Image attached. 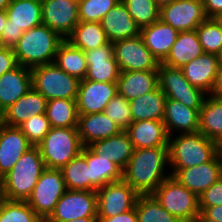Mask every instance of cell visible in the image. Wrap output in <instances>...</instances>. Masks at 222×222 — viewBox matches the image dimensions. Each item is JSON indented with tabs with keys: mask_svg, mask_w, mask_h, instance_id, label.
Instances as JSON below:
<instances>
[{
	"mask_svg": "<svg viewBox=\"0 0 222 222\" xmlns=\"http://www.w3.org/2000/svg\"><path fill=\"white\" fill-rule=\"evenodd\" d=\"M4 125V115L3 111L0 109V129Z\"/></svg>",
	"mask_w": 222,
	"mask_h": 222,
	"instance_id": "obj_58",
	"label": "cell"
},
{
	"mask_svg": "<svg viewBox=\"0 0 222 222\" xmlns=\"http://www.w3.org/2000/svg\"><path fill=\"white\" fill-rule=\"evenodd\" d=\"M18 66L14 50L0 46V76Z\"/></svg>",
	"mask_w": 222,
	"mask_h": 222,
	"instance_id": "obj_47",
	"label": "cell"
},
{
	"mask_svg": "<svg viewBox=\"0 0 222 222\" xmlns=\"http://www.w3.org/2000/svg\"><path fill=\"white\" fill-rule=\"evenodd\" d=\"M47 102L41 93L32 88L3 112L4 125L19 127L29 118L46 113Z\"/></svg>",
	"mask_w": 222,
	"mask_h": 222,
	"instance_id": "obj_26",
	"label": "cell"
},
{
	"mask_svg": "<svg viewBox=\"0 0 222 222\" xmlns=\"http://www.w3.org/2000/svg\"><path fill=\"white\" fill-rule=\"evenodd\" d=\"M118 93L126 100L154 91L158 86V70L123 71L118 79Z\"/></svg>",
	"mask_w": 222,
	"mask_h": 222,
	"instance_id": "obj_28",
	"label": "cell"
},
{
	"mask_svg": "<svg viewBox=\"0 0 222 222\" xmlns=\"http://www.w3.org/2000/svg\"><path fill=\"white\" fill-rule=\"evenodd\" d=\"M121 0H79L78 12L81 22H101L105 16Z\"/></svg>",
	"mask_w": 222,
	"mask_h": 222,
	"instance_id": "obj_42",
	"label": "cell"
},
{
	"mask_svg": "<svg viewBox=\"0 0 222 222\" xmlns=\"http://www.w3.org/2000/svg\"><path fill=\"white\" fill-rule=\"evenodd\" d=\"M42 219L29 206L27 201H13L2 198L0 201V222H41Z\"/></svg>",
	"mask_w": 222,
	"mask_h": 222,
	"instance_id": "obj_39",
	"label": "cell"
},
{
	"mask_svg": "<svg viewBox=\"0 0 222 222\" xmlns=\"http://www.w3.org/2000/svg\"><path fill=\"white\" fill-rule=\"evenodd\" d=\"M98 222H138V216L134 208L114 217L98 219Z\"/></svg>",
	"mask_w": 222,
	"mask_h": 222,
	"instance_id": "obj_48",
	"label": "cell"
},
{
	"mask_svg": "<svg viewBox=\"0 0 222 222\" xmlns=\"http://www.w3.org/2000/svg\"><path fill=\"white\" fill-rule=\"evenodd\" d=\"M46 116L51 127H77L79 113L76 99L48 100Z\"/></svg>",
	"mask_w": 222,
	"mask_h": 222,
	"instance_id": "obj_37",
	"label": "cell"
},
{
	"mask_svg": "<svg viewBox=\"0 0 222 222\" xmlns=\"http://www.w3.org/2000/svg\"><path fill=\"white\" fill-rule=\"evenodd\" d=\"M169 164L174 167V175L179 169L198 166L212 160L220 151L221 146L200 132L182 133L168 142Z\"/></svg>",
	"mask_w": 222,
	"mask_h": 222,
	"instance_id": "obj_4",
	"label": "cell"
},
{
	"mask_svg": "<svg viewBox=\"0 0 222 222\" xmlns=\"http://www.w3.org/2000/svg\"><path fill=\"white\" fill-rule=\"evenodd\" d=\"M67 222H98V218L97 217H82L76 220H70Z\"/></svg>",
	"mask_w": 222,
	"mask_h": 222,
	"instance_id": "obj_53",
	"label": "cell"
},
{
	"mask_svg": "<svg viewBox=\"0 0 222 222\" xmlns=\"http://www.w3.org/2000/svg\"><path fill=\"white\" fill-rule=\"evenodd\" d=\"M79 23L78 1L42 0V24L66 39Z\"/></svg>",
	"mask_w": 222,
	"mask_h": 222,
	"instance_id": "obj_14",
	"label": "cell"
},
{
	"mask_svg": "<svg viewBox=\"0 0 222 222\" xmlns=\"http://www.w3.org/2000/svg\"><path fill=\"white\" fill-rule=\"evenodd\" d=\"M82 217H97L95 191L67 190L45 222H67Z\"/></svg>",
	"mask_w": 222,
	"mask_h": 222,
	"instance_id": "obj_12",
	"label": "cell"
},
{
	"mask_svg": "<svg viewBox=\"0 0 222 222\" xmlns=\"http://www.w3.org/2000/svg\"><path fill=\"white\" fill-rule=\"evenodd\" d=\"M100 23L106 37L112 43L140 35V28L122 1H119L114 8L103 16Z\"/></svg>",
	"mask_w": 222,
	"mask_h": 222,
	"instance_id": "obj_21",
	"label": "cell"
},
{
	"mask_svg": "<svg viewBox=\"0 0 222 222\" xmlns=\"http://www.w3.org/2000/svg\"><path fill=\"white\" fill-rule=\"evenodd\" d=\"M173 177L199 197L222 177V151L207 163L179 169Z\"/></svg>",
	"mask_w": 222,
	"mask_h": 222,
	"instance_id": "obj_15",
	"label": "cell"
},
{
	"mask_svg": "<svg viewBox=\"0 0 222 222\" xmlns=\"http://www.w3.org/2000/svg\"><path fill=\"white\" fill-rule=\"evenodd\" d=\"M118 93L117 83L93 82L81 80L77 92L79 114L104 112L108 102Z\"/></svg>",
	"mask_w": 222,
	"mask_h": 222,
	"instance_id": "obj_17",
	"label": "cell"
},
{
	"mask_svg": "<svg viewBox=\"0 0 222 222\" xmlns=\"http://www.w3.org/2000/svg\"><path fill=\"white\" fill-rule=\"evenodd\" d=\"M135 209L138 222H181L161 206L152 194L139 195Z\"/></svg>",
	"mask_w": 222,
	"mask_h": 222,
	"instance_id": "obj_38",
	"label": "cell"
},
{
	"mask_svg": "<svg viewBox=\"0 0 222 222\" xmlns=\"http://www.w3.org/2000/svg\"><path fill=\"white\" fill-rule=\"evenodd\" d=\"M212 96L222 98V66H219Z\"/></svg>",
	"mask_w": 222,
	"mask_h": 222,
	"instance_id": "obj_51",
	"label": "cell"
},
{
	"mask_svg": "<svg viewBox=\"0 0 222 222\" xmlns=\"http://www.w3.org/2000/svg\"><path fill=\"white\" fill-rule=\"evenodd\" d=\"M199 117L200 109H192L177 100L166 98L163 122L169 137H172L173 129L183 130L181 133L198 132Z\"/></svg>",
	"mask_w": 222,
	"mask_h": 222,
	"instance_id": "obj_25",
	"label": "cell"
},
{
	"mask_svg": "<svg viewBox=\"0 0 222 222\" xmlns=\"http://www.w3.org/2000/svg\"><path fill=\"white\" fill-rule=\"evenodd\" d=\"M67 190L90 191V168L86 161V146L81 153L61 169Z\"/></svg>",
	"mask_w": 222,
	"mask_h": 222,
	"instance_id": "obj_36",
	"label": "cell"
},
{
	"mask_svg": "<svg viewBox=\"0 0 222 222\" xmlns=\"http://www.w3.org/2000/svg\"><path fill=\"white\" fill-rule=\"evenodd\" d=\"M169 164L168 146L135 149L123 170V180L139 195L152 194L169 176H165V165ZM164 171V172H163Z\"/></svg>",
	"mask_w": 222,
	"mask_h": 222,
	"instance_id": "obj_1",
	"label": "cell"
},
{
	"mask_svg": "<svg viewBox=\"0 0 222 222\" xmlns=\"http://www.w3.org/2000/svg\"><path fill=\"white\" fill-rule=\"evenodd\" d=\"M63 40L56 31L44 24L29 29L22 34L13 48L18 65L32 69L52 64Z\"/></svg>",
	"mask_w": 222,
	"mask_h": 222,
	"instance_id": "obj_3",
	"label": "cell"
},
{
	"mask_svg": "<svg viewBox=\"0 0 222 222\" xmlns=\"http://www.w3.org/2000/svg\"><path fill=\"white\" fill-rule=\"evenodd\" d=\"M178 35L179 31L164 23L161 19L140 29V36L144 44L160 63L169 55Z\"/></svg>",
	"mask_w": 222,
	"mask_h": 222,
	"instance_id": "obj_24",
	"label": "cell"
},
{
	"mask_svg": "<svg viewBox=\"0 0 222 222\" xmlns=\"http://www.w3.org/2000/svg\"><path fill=\"white\" fill-rule=\"evenodd\" d=\"M77 130L83 146L117 135L122 131L104 112L79 114Z\"/></svg>",
	"mask_w": 222,
	"mask_h": 222,
	"instance_id": "obj_22",
	"label": "cell"
},
{
	"mask_svg": "<svg viewBox=\"0 0 222 222\" xmlns=\"http://www.w3.org/2000/svg\"><path fill=\"white\" fill-rule=\"evenodd\" d=\"M104 113L112 119L122 131H125L133 122L130 103L119 93L108 102Z\"/></svg>",
	"mask_w": 222,
	"mask_h": 222,
	"instance_id": "obj_43",
	"label": "cell"
},
{
	"mask_svg": "<svg viewBox=\"0 0 222 222\" xmlns=\"http://www.w3.org/2000/svg\"><path fill=\"white\" fill-rule=\"evenodd\" d=\"M46 168L61 169L83 148L77 127H52L37 145Z\"/></svg>",
	"mask_w": 222,
	"mask_h": 222,
	"instance_id": "obj_5",
	"label": "cell"
},
{
	"mask_svg": "<svg viewBox=\"0 0 222 222\" xmlns=\"http://www.w3.org/2000/svg\"><path fill=\"white\" fill-rule=\"evenodd\" d=\"M66 191L67 187L61 170L46 168L34 186L27 203L45 221Z\"/></svg>",
	"mask_w": 222,
	"mask_h": 222,
	"instance_id": "obj_9",
	"label": "cell"
},
{
	"mask_svg": "<svg viewBox=\"0 0 222 222\" xmlns=\"http://www.w3.org/2000/svg\"><path fill=\"white\" fill-rule=\"evenodd\" d=\"M158 83L166 98L177 100L186 107L201 109L205 100L202 90L194 87L185 77L181 68L169 67L160 63Z\"/></svg>",
	"mask_w": 222,
	"mask_h": 222,
	"instance_id": "obj_8",
	"label": "cell"
},
{
	"mask_svg": "<svg viewBox=\"0 0 222 222\" xmlns=\"http://www.w3.org/2000/svg\"><path fill=\"white\" fill-rule=\"evenodd\" d=\"M18 127L3 125L0 129V179L7 174L19 158L32 147Z\"/></svg>",
	"mask_w": 222,
	"mask_h": 222,
	"instance_id": "obj_19",
	"label": "cell"
},
{
	"mask_svg": "<svg viewBox=\"0 0 222 222\" xmlns=\"http://www.w3.org/2000/svg\"><path fill=\"white\" fill-rule=\"evenodd\" d=\"M166 95L159 86L152 92L129 101L132 121L160 120L164 118Z\"/></svg>",
	"mask_w": 222,
	"mask_h": 222,
	"instance_id": "obj_32",
	"label": "cell"
},
{
	"mask_svg": "<svg viewBox=\"0 0 222 222\" xmlns=\"http://www.w3.org/2000/svg\"><path fill=\"white\" fill-rule=\"evenodd\" d=\"M140 29L160 19V8L155 0H121Z\"/></svg>",
	"mask_w": 222,
	"mask_h": 222,
	"instance_id": "obj_40",
	"label": "cell"
},
{
	"mask_svg": "<svg viewBox=\"0 0 222 222\" xmlns=\"http://www.w3.org/2000/svg\"><path fill=\"white\" fill-rule=\"evenodd\" d=\"M32 87L46 100L76 99L80 80L70 76L54 63L31 69Z\"/></svg>",
	"mask_w": 222,
	"mask_h": 222,
	"instance_id": "obj_7",
	"label": "cell"
},
{
	"mask_svg": "<svg viewBox=\"0 0 222 222\" xmlns=\"http://www.w3.org/2000/svg\"><path fill=\"white\" fill-rule=\"evenodd\" d=\"M203 6L207 18H214L222 13V0H204Z\"/></svg>",
	"mask_w": 222,
	"mask_h": 222,
	"instance_id": "obj_49",
	"label": "cell"
},
{
	"mask_svg": "<svg viewBox=\"0 0 222 222\" xmlns=\"http://www.w3.org/2000/svg\"><path fill=\"white\" fill-rule=\"evenodd\" d=\"M114 57L123 71L158 70L160 62L150 52L139 35L113 42Z\"/></svg>",
	"mask_w": 222,
	"mask_h": 222,
	"instance_id": "obj_11",
	"label": "cell"
},
{
	"mask_svg": "<svg viewBox=\"0 0 222 222\" xmlns=\"http://www.w3.org/2000/svg\"><path fill=\"white\" fill-rule=\"evenodd\" d=\"M57 67L78 80H84L87 73L85 53L64 39L58 46L53 62Z\"/></svg>",
	"mask_w": 222,
	"mask_h": 222,
	"instance_id": "obj_34",
	"label": "cell"
},
{
	"mask_svg": "<svg viewBox=\"0 0 222 222\" xmlns=\"http://www.w3.org/2000/svg\"><path fill=\"white\" fill-rule=\"evenodd\" d=\"M86 161L90 168V191H97L108 183L122 180L123 170L111 159L95 155L86 147Z\"/></svg>",
	"mask_w": 222,
	"mask_h": 222,
	"instance_id": "obj_31",
	"label": "cell"
},
{
	"mask_svg": "<svg viewBox=\"0 0 222 222\" xmlns=\"http://www.w3.org/2000/svg\"><path fill=\"white\" fill-rule=\"evenodd\" d=\"M200 109L199 131L212 141L222 145V98L208 95Z\"/></svg>",
	"mask_w": 222,
	"mask_h": 222,
	"instance_id": "obj_33",
	"label": "cell"
},
{
	"mask_svg": "<svg viewBox=\"0 0 222 222\" xmlns=\"http://www.w3.org/2000/svg\"><path fill=\"white\" fill-rule=\"evenodd\" d=\"M206 18L201 0H175L160 9V19L179 32L196 30Z\"/></svg>",
	"mask_w": 222,
	"mask_h": 222,
	"instance_id": "obj_13",
	"label": "cell"
},
{
	"mask_svg": "<svg viewBox=\"0 0 222 222\" xmlns=\"http://www.w3.org/2000/svg\"><path fill=\"white\" fill-rule=\"evenodd\" d=\"M97 218L105 219L135 208L139 194L123 179L96 191Z\"/></svg>",
	"mask_w": 222,
	"mask_h": 222,
	"instance_id": "obj_10",
	"label": "cell"
},
{
	"mask_svg": "<svg viewBox=\"0 0 222 222\" xmlns=\"http://www.w3.org/2000/svg\"><path fill=\"white\" fill-rule=\"evenodd\" d=\"M175 0H155L156 4L158 5V7L161 9L163 6L168 5L170 3H172Z\"/></svg>",
	"mask_w": 222,
	"mask_h": 222,
	"instance_id": "obj_55",
	"label": "cell"
},
{
	"mask_svg": "<svg viewBox=\"0 0 222 222\" xmlns=\"http://www.w3.org/2000/svg\"><path fill=\"white\" fill-rule=\"evenodd\" d=\"M18 128L33 146H37L52 127L46 113H43L29 118Z\"/></svg>",
	"mask_w": 222,
	"mask_h": 222,
	"instance_id": "obj_44",
	"label": "cell"
},
{
	"mask_svg": "<svg viewBox=\"0 0 222 222\" xmlns=\"http://www.w3.org/2000/svg\"><path fill=\"white\" fill-rule=\"evenodd\" d=\"M199 207L222 205V177L199 197Z\"/></svg>",
	"mask_w": 222,
	"mask_h": 222,
	"instance_id": "obj_45",
	"label": "cell"
},
{
	"mask_svg": "<svg viewBox=\"0 0 222 222\" xmlns=\"http://www.w3.org/2000/svg\"><path fill=\"white\" fill-rule=\"evenodd\" d=\"M86 147L95 155H103L111 159L122 170L129 163L135 150L126 131H121L117 135L93 142Z\"/></svg>",
	"mask_w": 222,
	"mask_h": 222,
	"instance_id": "obj_27",
	"label": "cell"
},
{
	"mask_svg": "<svg viewBox=\"0 0 222 222\" xmlns=\"http://www.w3.org/2000/svg\"><path fill=\"white\" fill-rule=\"evenodd\" d=\"M6 21H7L6 10H0V38L2 35L3 26L4 24H6Z\"/></svg>",
	"mask_w": 222,
	"mask_h": 222,
	"instance_id": "obj_52",
	"label": "cell"
},
{
	"mask_svg": "<svg viewBox=\"0 0 222 222\" xmlns=\"http://www.w3.org/2000/svg\"><path fill=\"white\" fill-rule=\"evenodd\" d=\"M196 32L204 53L219 55L222 50V31L214 18H206Z\"/></svg>",
	"mask_w": 222,
	"mask_h": 222,
	"instance_id": "obj_41",
	"label": "cell"
},
{
	"mask_svg": "<svg viewBox=\"0 0 222 222\" xmlns=\"http://www.w3.org/2000/svg\"><path fill=\"white\" fill-rule=\"evenodd\" d=\"M23 33L22 29H18L15 26H5L4 24L0 38V46L13 49Z\"/></svg>",
	"mask_w": 222,
	"mask_h": 222,
	"instance_id": "obj_46",
	"label": "cell"
},
{
	"mask_svg": "<svg viewBox=\"0 0 222 222\" xmlns=\"http://www.w3.org/2000/svg\"><path fill=\"white\" fill-rule=\"evenodd\" d=\"M2 199V191H1V179H0V201Z\"/></svg>",
	"mask_w": 222,
	"mask_h": 222,
	"instance_id": "obj_60",
	"label": "cell"
},
{
	"mask_svg": "<svg viewBox=\"0 0 222 222\" xmlns=\"http://www.w3.org/2000/svg\"><path fill=\"white\" fill-rule=\"evenodd\" d=\"M152 195L161 206L181 222H192L200 213L199 198L172 175L167 177Z\"/></svg>",
	"mask_w": 222,
	"mask_h": 222,
	"instance_id": "obj_6",
	"label": "cell"
},
{
	"mask_svg": "<svg viewBox=\"0 0 222 222\" xmlns=\"http://www.w3.org/2000/svg\"><path fill=\"white\" fill-rule=\"evenodd\" d=\"M135 149L168 146L169 135L160 120H140L132 122L125 130Z\"/></svg>",
	"mask_w": 222,
	"mask_h": 222,
	"instance_id": "obj_23",
	"label": "cell"
},
{
	"mask_svg": "<svg viewBox=\"0 0 222 222\" xmlns=\"http://www.w3.org/2000/svg\"><path fill=\"white\" fill-rule=\"evenodd\" d=\"M46 169L38 146H32L1 178L2 198L27 201L42 172Z\"/></svg>",
	"mask_w": 222,
	"mask_h": 222,
	"instance_id": "obj_2",
	"label": "cell"
},
{
	"mask_svg": "<svg viewBox=\"0 0 222 222\" xmlns=\"http://www.w3.org/2000/svg\"><path fill=\"white\" fill-rule=\"evenodd\" d=\"M200 212L208 219L222 222V205L199 207Z\"/></svg>",
	"mask_w": 222,
	"mask_h": 222,
	"instance_id": "obj_50",
	"label": "cell"
},
{
	"mask_svg": "<svg viewBox=\"0 0 222 222\" xmlns=\"http://www.w3.org/2000/svg\"><path fill=\"white\" fill-rule=\"evenodd\" d=\"M31 69L18 65L0 76V109L4 112L32 89Z\"/></svg>",
	"mask_w": 222,
	"mask_h": 222,
	"instance_id": "obj_20",
	"label": "cell"
},
{
	"mask_svg": "<svg viewBox=\"0 0 222 222\" xmlns=\"http://www.w3.org/2000/svg\"><path fill=\"white\" fill-rule=\"evenodd\" d=\"M192 222H216L213 220H210L206 218L201 212L198 214V216L192 221Z\"/></svg>",
	"mask_w": 222,
	"mask_h": 222,
	"instance_id": "obj_54",
	"label": "cell"
},
{
	"mask_svg": "<svg viewBox=\"0 0 222 222\" xmlns=\"http://www.w3.org/2000/svg\"><path fill=\"white\" fill-rule=\"evenodd\" d=\"M87 63V73L84 80L93 82L117 83L120 69L114 57L113 43L84 51Z\"/></svg>",
	"mask_w": 222,
	"mask_h": 222,
	"instance_id": "obj_16",
	"label": "cell"
},
{
	"mask_svg": "<svg viewBox=\"0 0 222 222\" xmlns=\"http://www.w3.org/2000/svg\"><path fill=\"white\" fill-rule=\"evenodd\" d=\"M11 3V0H0V10H6Z\"/></svg>",
	"mask_w": 222,
	"mask_h": 222,
	"instance_id": "obj_56",
	"label": "cell"
},
{
	"mask_svg": "<svg viewBox=\"0 0 222 222\" xmlns=\"http://www.w3.org/2000/svg\"><path fill=\"white\" fill-rule=\"evenodd\" d=\"M218 60H219V66H222V50L220 51L218 55Z\"/></svg>",
	"mask_w": 222,
	"mask_h": 222,
	"instance_id": "obj_59",
	"label": "cell"
},
{
	"mask_svg": "<svg viewBox=\"0 0 222 222\" xmlns=\"http://www.w3.org/2000/svg\"><path fill=\"white\" fill-rule=\"evenodd\" d=\"M214 20L218 23V25L220 26L221 31H222V13H220L216 17H214Z\"/></svg>",
	"mask_w": 222,
	"mask_h": 222,
	"instance_id": "obj_57",
	"label": "cell"
},
{
	"mask_svg": "<svg viewBox=\"0 0 222 222\" xmlns=\"http://www.w3.org/2000/svg\"><path fill=\"white\" fill-rule=\"evenodd\" d=\"M6 14L5 26H15L26 32L42 24V0H13Z\"/></svg>",
	"mask_w": 222,
	"mask_h": 222,
	"instance_id": "obj_29",
	"label": "cell"
},
{
	"mask_svg": "<svg viewBox=\"0 0 222 222\" xmlns=\"http://www.w3.org/2000/svg\"><path fill=\"white\" fill-rule=\"evenodd\" d=\"M203 54L204 50L196 30L181 31L172 45L169 55L162 63L169 67L182 68L190 60Z\"/></svg>",
	"mask_w": 222,
	"mask_h": 222,
	"instance_id": "obj_30",
	"label": "cell"
},
{
	"mask_svg": "<svg viewBox=\"0 0 222 222\" xmlns=\"http://www.w3.org/2000/svg\"><path fill=\"white\" fill-rule=\"evenodd\" d=\"M73 46L88 51L109 43L100 22H81L66 38Z\"/></svg>",
	"mask_w": 222,
	"mask_h": 222,
	"instance_id": "obj_35",
	"label": "cell"
},
{
	"mask_svg": "<svg viewBox=\"0 0 222 222\" xmlns=\"http://www.w3.org/2000/svg\"><path fill=\"white\" fill-rule=\"evenodd\" d=\"M184 77L196 88L211 95L219 69L218 55L207 54L190 60L182 68Z\"/></svg>",
	"mask_w": 222,
	"mask_h": 222,
	"instance_id": "obj_18",
	"label": "cell"
}]
</instances>
